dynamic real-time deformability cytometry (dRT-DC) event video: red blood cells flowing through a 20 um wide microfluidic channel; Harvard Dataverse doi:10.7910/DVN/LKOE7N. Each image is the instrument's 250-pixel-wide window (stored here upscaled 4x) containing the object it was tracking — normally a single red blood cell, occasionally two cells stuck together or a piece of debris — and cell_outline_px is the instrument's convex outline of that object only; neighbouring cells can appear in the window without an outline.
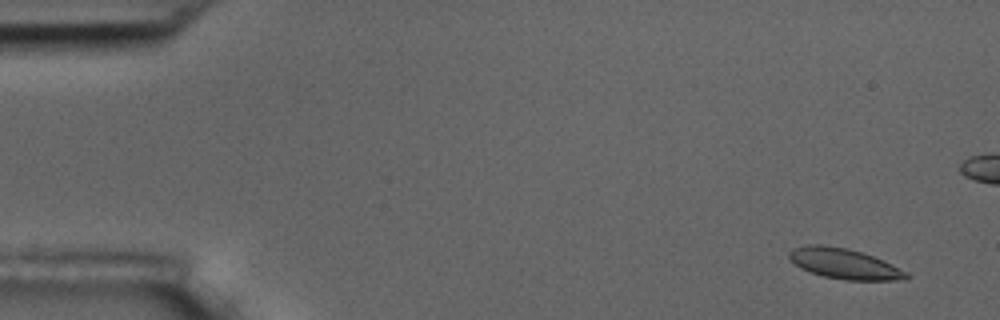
{"species": "common noctule bat (a hibernating species)", "species_latin": "Nyctalus noctula", "temperature_condition": "room temperature", "stored_images_in_passage": 5, "camera_frame_rate_fps": 3000, "um_per_image_px": 0.085, "animal": {"sex": "male", "body_mass_g": 17.5, "forearm_length_mm": 52.3}, "frame": {"image": 1, "passage_image": 1, "time_ms": 0.0, "image_size_px": [1000, 320], "cell_outline_px": [[908, 276], [896, 280], [844, 280], [824, 276], [800, 268], [788, 256], [788, 252], [792, 248], [808, 244], [820, 244], [848, 248], [872, 256], [908, 272]], "centroid_in_image_um": [71.7, 22.4], "position_along_channel_um": 13.3, "area_um2": 20.4}}